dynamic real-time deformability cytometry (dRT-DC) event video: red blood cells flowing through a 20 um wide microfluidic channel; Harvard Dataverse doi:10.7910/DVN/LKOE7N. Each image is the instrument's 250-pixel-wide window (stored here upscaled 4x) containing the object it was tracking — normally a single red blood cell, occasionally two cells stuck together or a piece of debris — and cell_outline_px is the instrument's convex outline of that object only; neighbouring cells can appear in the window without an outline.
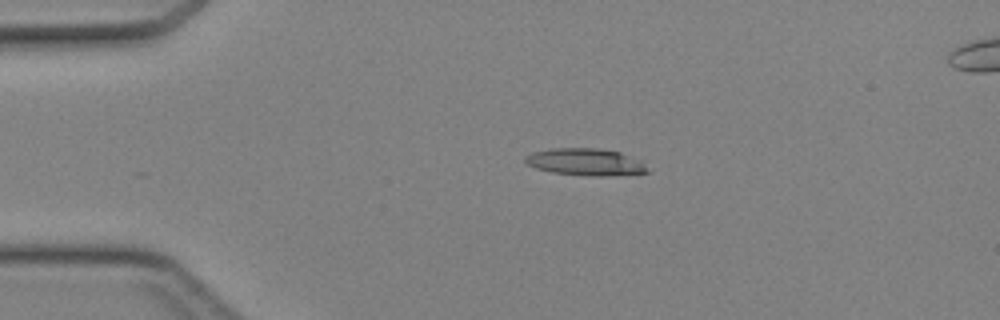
{"species": "Egyptian fruit bat (a non-hibernating species)", "species_latin": "Rousettus aegyptiacus", "temperature_condition": "cold", "stored_images_in_passage": 37, "camera_frame_rate_fps": 3000, "um_per_image_px": 0.085, "animal": {"sex": "female"}, "frame": {"image": 1, "passage_image": 1, "time_ms": 0.0, "image_size_px": [1000, 320], "cell_outline_px": [[648, 172], [604, 176], [592, 176], [552, 172], [536, 168], [524, 164], [524, 156], [532, 152], [552, 148], [600, 148], [620, 152], [640, 160]], "centroid_in_image_um": [49.69, 13.75], "position_along_channel_um": 35.3, "area_um2": 19.19}}
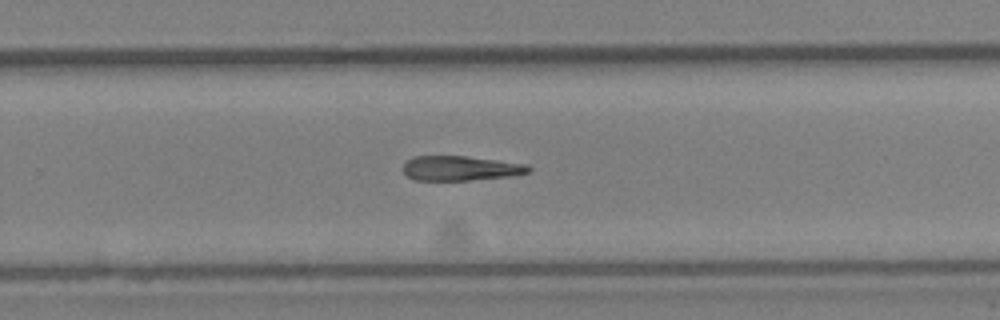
{"frame": {"image": 2, "passage_image": 21, "time_ms": 6.667, "image_size_px": [1000, 320], "cell_outline_px": [[532, 168], [528, 172], [512, 176], [468, 180], [416, 180], [408, 176], [400, 168], [404, 160], [412, 156], [464, 156], [528, 164]], "centroid_in_image_um": [39.08, 14.29], "position_along_channel_um": 290.7, "area_um2": 18.21}}
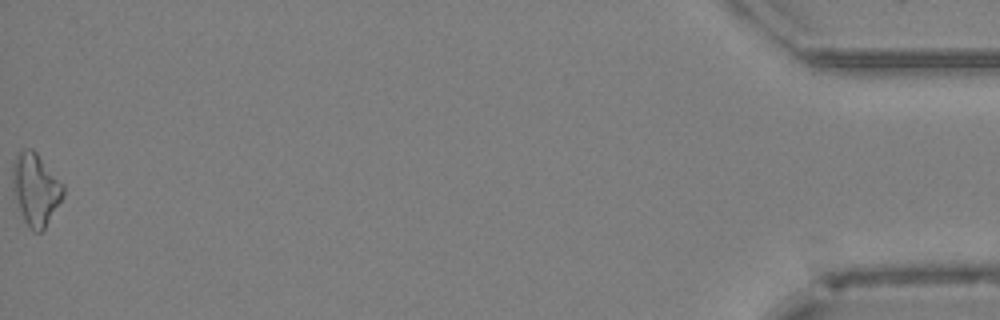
{"frame": {"image": 3, "passage_image": 37, "time_ms": 12.0, "image_size_px": [1000, 320], "cell_outline_px": [[64, 196], [44, 228], [40, 232], [32, 232], [24, 220], [12, 188], [12, 164], [16, 156], [24, 148], [32, 148], [36, 152], [64, 184]], "centroid_in_image_um": [3.03, 16.06], "position_along_channel_um": 432.2, "area_um2": 21.15}}